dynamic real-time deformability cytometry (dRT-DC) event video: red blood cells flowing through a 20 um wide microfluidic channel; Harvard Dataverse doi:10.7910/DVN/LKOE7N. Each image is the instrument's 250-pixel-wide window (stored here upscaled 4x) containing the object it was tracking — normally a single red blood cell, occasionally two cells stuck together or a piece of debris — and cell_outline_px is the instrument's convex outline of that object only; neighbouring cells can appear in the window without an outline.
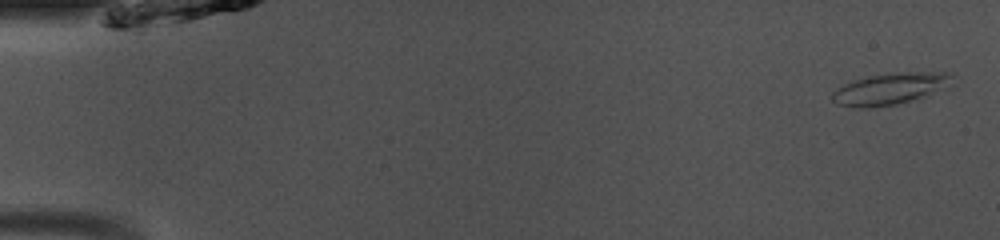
{"species": "common noctule bat (a hibernating species)", "species_latin": "Nyctalus noctula", "temperature_condition": "room temperature", "stored_images_in_passage": 49, "camera_frame_rate_fps": 3000, "um_per_image_px": 0.085, "animal": {"sex": "male", "body_mass_g": 13.0, "forearm_length_mm": 53.1}, "frame": {"image": 1, "passage_image": 2, "time_ms": 0.333, "image_size_px": [1000, 240], "cell_outline_px": [[952, 76], [940, 88], [928, 96], [896, 104], [868, 108], [860, 108], [836, 104], [832, 100], [832, 92], [836, 88], [844, 84], [868, 76], [892, 72], [952, 72]], "centroid_in_image_um": [75.57, 7.55], "position_along_channel_um": 9.4, "area_um2": 21.73}}
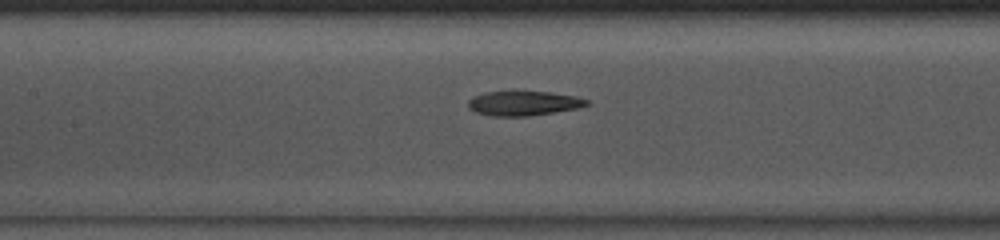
{"frame": {"image": 2, "passage_image": 23, "time_ms": 7.333, "image_size_px": [1000, 240], "cell_outline_px": [[592, 104], [576, 108], [528, 116], [492, 116], [476, 112], [468, 108], [468, 100], [472, 96], [484, 92], [548, 92], [576, 96], [592, 100]], "centroid_in_image_um": [44.52, 8.78], "position_along_channel_um": 162.9, "area_um2": 16.94}}
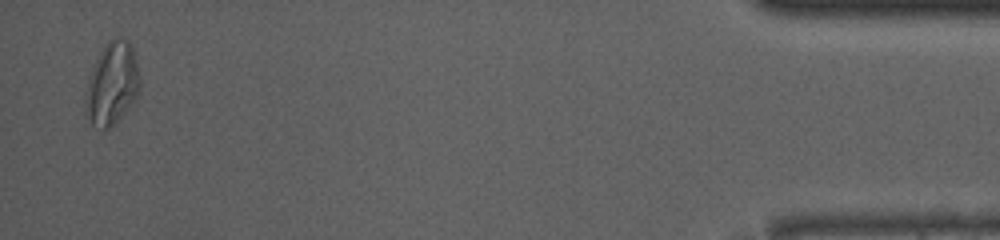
{"frame": {"image": 3, "passage_image": 48, "time_ms": 15.667, "image_size_px": [1000, 240], "cell_outline_px": [[140, 92], [136, 100], [108, 128], [92, 128], [84, 104], [88, 80], [92, 68], [104, 44], [116, 36], [128, 40], [132, 44], [140, 76]], "centroid_in_image_um": [9.54, 7.08], "position_along_channel_um": 425.7, "area_um2": 26.24}, "authors_computed_cell_mechanics": {"area_um2": 18.5538, "velocity_mm_per_s": 4.0988, "shape_relaxation_time_tau1_ms": 11.1844, "shape_relaxation_time_tau2_ms": 3.0231, "deformation_change_tau1": 0.2815, "deformation_change_tau2": 0.1051}}